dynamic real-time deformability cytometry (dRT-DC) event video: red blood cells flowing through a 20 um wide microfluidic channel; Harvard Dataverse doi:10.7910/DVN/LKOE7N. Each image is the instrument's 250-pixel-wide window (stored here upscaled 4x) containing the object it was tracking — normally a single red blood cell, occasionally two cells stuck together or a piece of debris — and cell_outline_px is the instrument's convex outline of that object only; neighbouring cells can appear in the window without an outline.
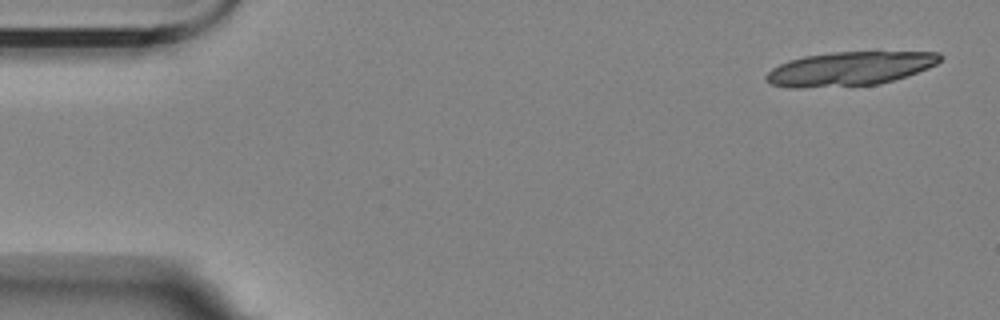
{"species": "Egyptian fruit bat (a non-hibernating species)", "species_latin": "Rousettus aegyptiacus", "temperature_condition": "room temperature", "stored_images_in_passage": 5, "camera_frame_rate_fps": 3000, "um_per_image_px": 0.085, "animal": {"sex": "female"}, "frame": {"image": 1, "passage_image": 1, "time_ms": 0.0, "image_size_px": [1000, 320], "cell_outline_px": [[944, 56], [936, 64], [928, 68], [880, 84], [796, 88], [792, 88], [772, 84], [764, 80], [764, 76], [772, 68], [788, 60], [804, 56], [832, 52], [940, 52]], "centroid_in_image_um": [72.19, 5.83], "position_along_channel_um": 12.8, "area_um2": 34.22}}